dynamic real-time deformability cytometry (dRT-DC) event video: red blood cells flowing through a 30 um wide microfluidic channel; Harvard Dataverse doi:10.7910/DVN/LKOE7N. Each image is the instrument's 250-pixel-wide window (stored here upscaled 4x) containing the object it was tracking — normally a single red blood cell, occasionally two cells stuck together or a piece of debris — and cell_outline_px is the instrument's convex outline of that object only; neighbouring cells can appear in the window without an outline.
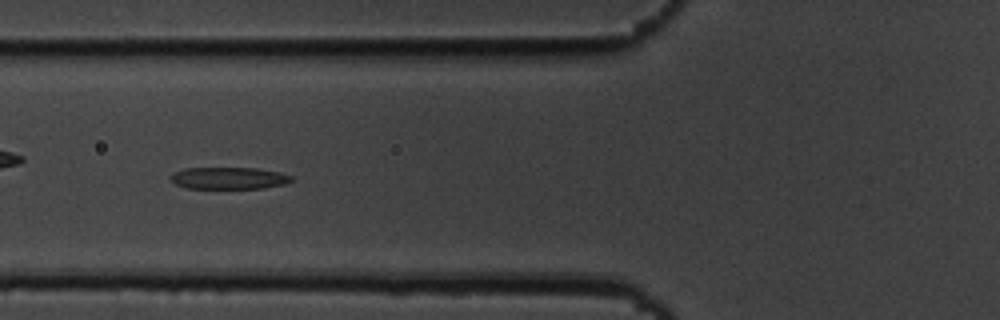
{"species": "common noctule bat (a hibernating species)", "species_latin": "Nyctalus noctula", "temperature_condition": "cold", "stored_images_in_passage": 55, "camera_frame_rate_fps": 3000, "um_per_image_px": 0.085, "animal": {"sex": "male", "body_mass_g": 19.5, "forearm_length_mm": 54.6}, "frame": {"image": 1, "passage_image": 21, "time_ms": 6.667, "image_size_px": [1000, 320], "cell_outline_px": [[292, 180], [284, 184], [264, 188], [188, 188], [176, 184], [168, 176], [172, 172], [184, 168], [256, 168], [280, 172], [292, 176]], "centroid_in_image_um": [19.43, 15.13], "position_along_channel_um": 106.4, "area_um2": 15.43}}
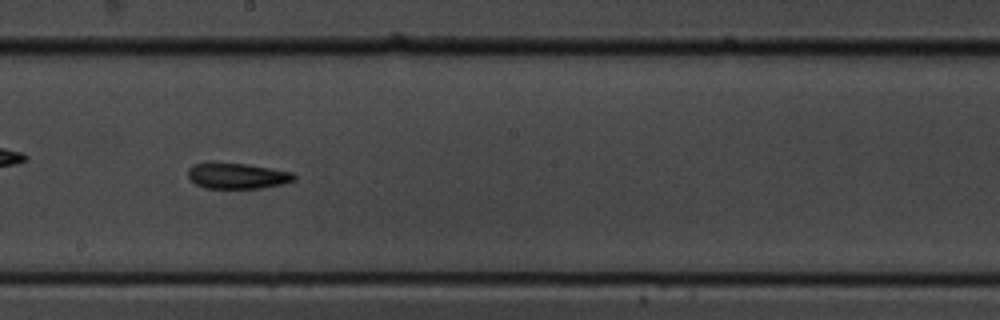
{"frame": {"image": 2, "passage_image": 31, "time_ms": 10.0, "image_size_px": [1000, 320], "cell_outline_px": [[296, 180], [280, 184], [260, 188], [204, 188], [196, 184], [188, 176], [188, 168], [192, 164], [208, 160], [212, 160], [248, 164], [292, 172], [296, 176]], "centroid_in_image_um": [20.09, 14.9], "position_along_channel_um": 228.1, "area_um2": 16.42}}
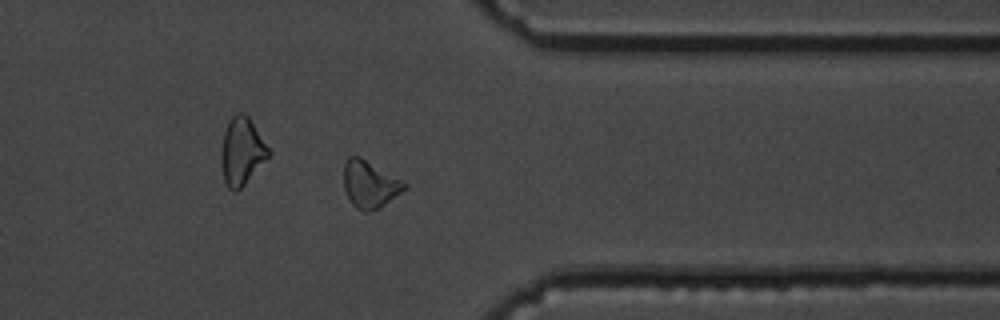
{"frame": {"image": 3, "passage_image": 44, "time_ms": 14.333, "image_size_px": [1000, 320], "cell_outline_px": [[408, 188], [380, 208], [368, 212], [364, 212], [356, 208], [352, 204], [344, 188], [344, 164], [348, 156], [360, 156], [408, 184]], "centroid_in_image_um": [31.44, 15.68], "position_along_channel_um": 380.0, "area_um2": 16.7}, "authors_computed_cell_mechanics": {"area_um2": 16.2996, "velocity_mm_per_s": 3.6485, "shape_relaxation_time_tau1_ms": 4.9359, "shape_relaxation_time_tau2_ms": 2.0103, "deformation_change_tau1": 0.1485, "deformation_change_tau2": 0.0996}}